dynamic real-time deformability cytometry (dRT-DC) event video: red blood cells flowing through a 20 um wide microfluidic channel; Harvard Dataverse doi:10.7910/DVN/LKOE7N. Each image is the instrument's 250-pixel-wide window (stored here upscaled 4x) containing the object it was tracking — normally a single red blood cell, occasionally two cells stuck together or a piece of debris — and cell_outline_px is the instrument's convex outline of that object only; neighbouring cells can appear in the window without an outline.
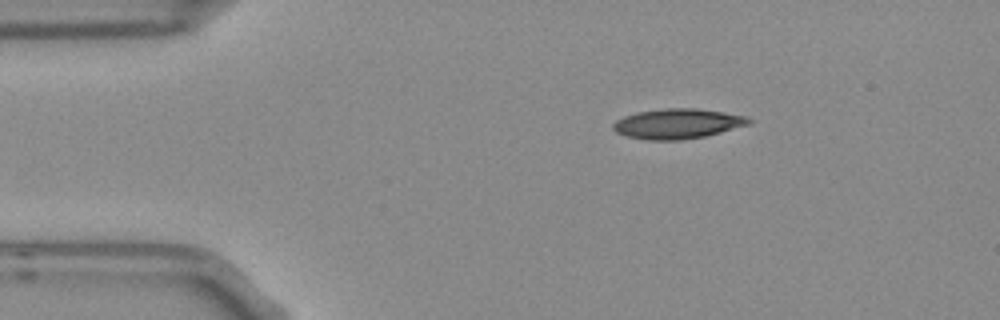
{"species": "Egyptian fruit bat (a non-hibernating species)", "species_latin": "Rousettus aegyptiacus", "temperature_condition": "room temperature", "stored_images_in_passage": 7, "camera_frame_rate_fps": 3000, "um_per_image_px": 0.085, "frame": {"image": 1, "passage_image": 1, "time_ms": 0.0, "image_size_px": [1000, 320], "cell_outline_px": [[752, 120], [748, 124], [720, 132], [704, 136], [680, 140], [648, 140], [628, 136], [616, 132], [612, 128], [612, 124], [616, 120], [624, 116], [636, 112], [664, 108], [696, 108], [748, 116]], "centroid_in_image_um": [57.56, 10.51], "position_along_channel_um": 27.4, "area_um2": 23.58}}
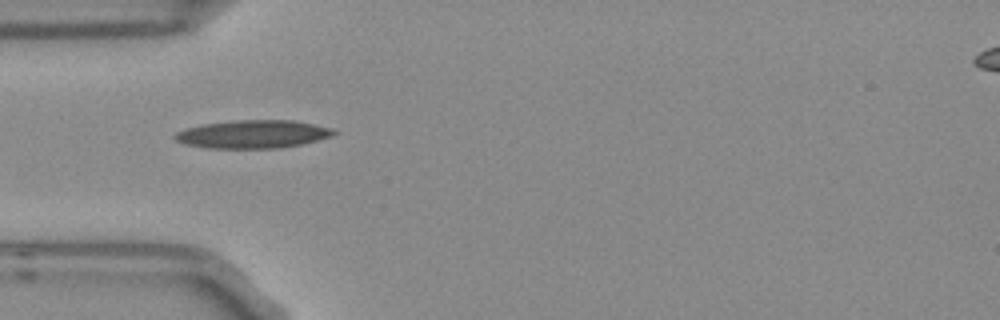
{"frame": {"image": 2, "passage_image": 3, "time_ms": 0.667, "image_size_px": [1000, 320], "cell_outline_px": [[340, 132], [332, 136], [300, 144], [280, 148], [208, 148], [184, 144], [176, 140], [172, 136], [176, 132], [184, 128], [200, 124], [232, 120], [296, 120], [332, 128]], "centroid_in_image_um": [21.47, 11.39], "position_along_channel_um": 63.5, "area_um2": 26.3}}
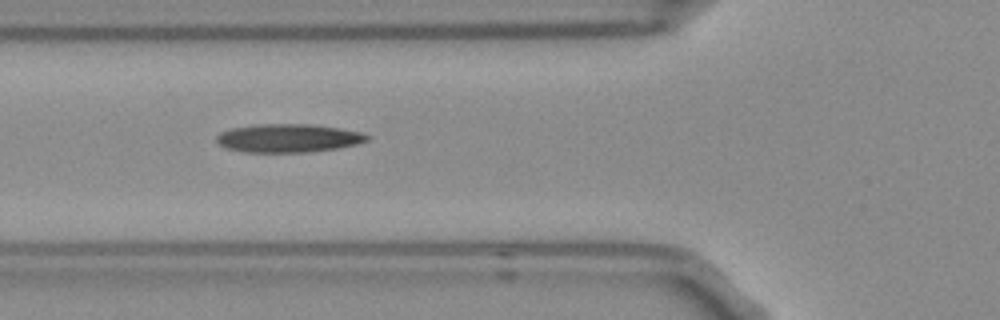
{"frame": {"image": 3, "passage_image": 4, "time_ms": 1.0, "image_size_px": [1000, 320], "cell_outline_px": [[372, 136], [368, 140], [356, 144], [336, 148], [304, 152], [244, 152], [224, 148], [216, 140], [216, 136], [220, 132], [232, 128], [256, 124], [312, 124], [340, 128], [364, 132]], "centroid_in_image_um": [24.51, 11.73], "position_along_channel_um": 101.3, "area_um2": 25.03}}